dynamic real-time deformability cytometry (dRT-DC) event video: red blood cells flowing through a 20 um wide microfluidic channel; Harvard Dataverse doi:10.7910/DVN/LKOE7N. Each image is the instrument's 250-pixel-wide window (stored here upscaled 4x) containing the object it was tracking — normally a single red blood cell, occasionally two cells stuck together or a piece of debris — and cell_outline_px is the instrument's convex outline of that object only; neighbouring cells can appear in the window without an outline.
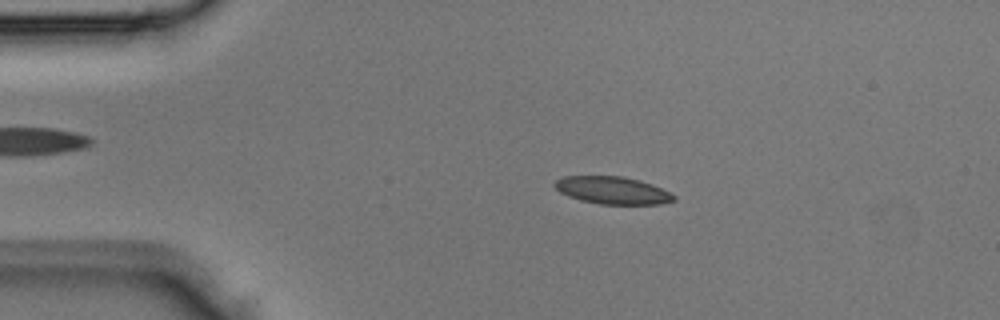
{"species": "Egyptian fruit bat (a non-hibernating species)", "species_latin": "Rousettus aegyptiacus", "temperature_condition": "room temperature", "stored_images_in_passage": 3, "camera_frame_rate_fps": 3000, "um_per_image_px": 0.085, "animal": {"sex": "male"}, "frame": {"image": 1, "passage_image": 2, "time_ms": 0.333, "image_size_px": [1000, 320], "cell_outline_px": [[676, 200], [660, 204], [600, 204], [580, 200], [568, 196], [560, 192], [552, 184], [556, 180], [564, 176], [624, 176], [640, 180], [652, 184], [676, 196]], "centroid_in_image_um": [52.05, 16.17], "position_along_channel_um": 33.0, "area_um2": 19.07}}